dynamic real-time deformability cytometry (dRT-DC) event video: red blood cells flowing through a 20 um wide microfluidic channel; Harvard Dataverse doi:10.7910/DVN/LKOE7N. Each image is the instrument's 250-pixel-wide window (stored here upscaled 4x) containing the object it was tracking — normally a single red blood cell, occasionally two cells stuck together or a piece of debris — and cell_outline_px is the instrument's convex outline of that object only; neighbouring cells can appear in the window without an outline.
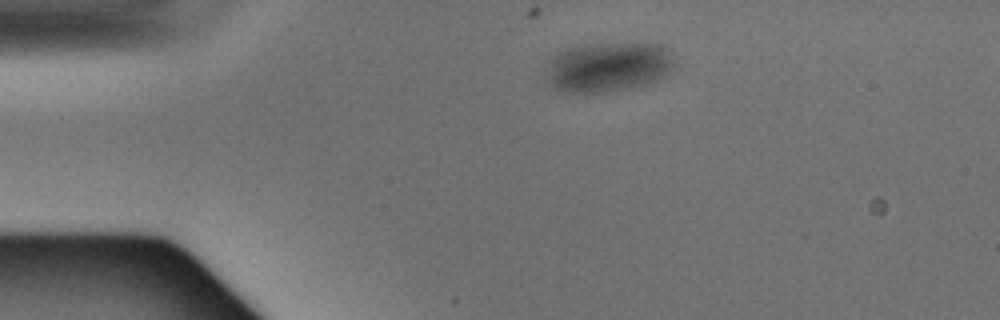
{"species": "Egyptian fruit bat (a non-hibernating species)", "species_latin": "Rousettus aegyptiacus", "temperature_condition": "warm", "stored_images_in_passage": 2, "camera_frame_rate_fps": 3000, "um_per_image_px": 0.085, "animal": {"sex": "male"}, "frame": {"image": 1, "passage_image": 1, "time_ms": 0.0, "image_size_px": [1000, 320], "cell_outline_px": [[676, 72], [652, 84], [632, 88], [608, 92], [564, 92], [552, 88], [544, 84], [544, 80], [548, 60], [552, 56], [568, 48], [584, 44], [660, 44], [664, 48], [672, 60]], "centroid_in_image_um": [51.66, 5.74], "position_along_channel_um": 33.3, "area_um2": 38.03}}
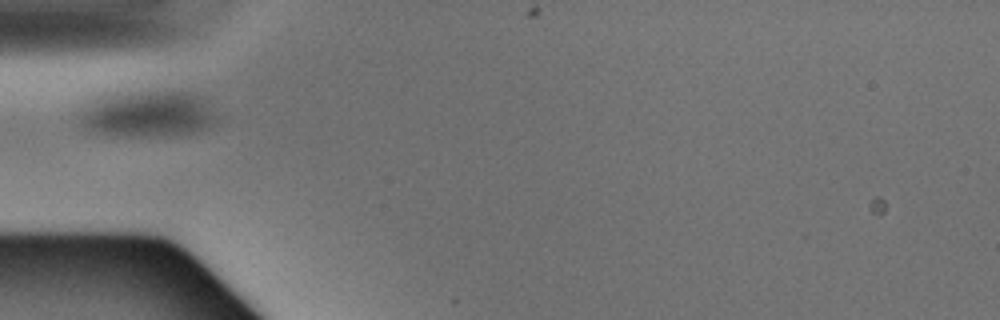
{"frame": {"image": 2, "passage_image": 2, "time_ms": 0.333, "image_size_px": [1000, 320], "cell_outline_px": [[220, 120], [208, 128], [196, 132], [180, 136], [116, 136], [84, 128], [84, 112], [92, 100], [108, 92], [188, 92], [200, 96]], "centroid_in_image_um": [12.65, 9.7], "position_along_channel_um": 72.4, "area_um2": 36.76}}